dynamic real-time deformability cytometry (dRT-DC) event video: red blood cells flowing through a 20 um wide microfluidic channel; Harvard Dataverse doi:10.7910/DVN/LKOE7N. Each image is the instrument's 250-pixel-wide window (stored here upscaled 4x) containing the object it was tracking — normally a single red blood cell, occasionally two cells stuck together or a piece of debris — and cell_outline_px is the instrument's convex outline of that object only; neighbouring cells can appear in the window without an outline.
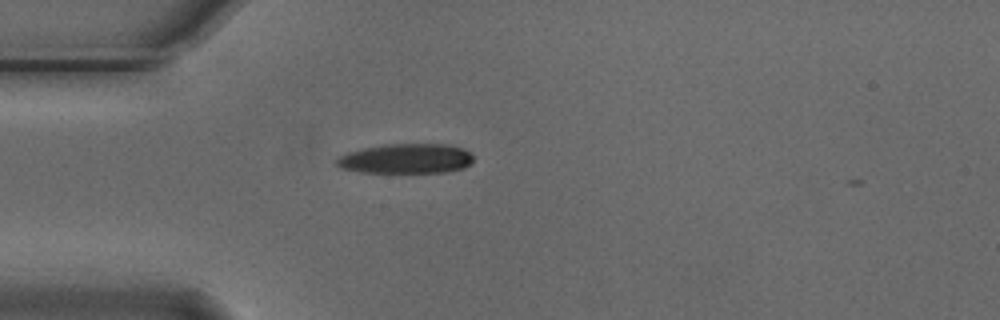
{"species": "Egyptian fruit bat (a non-hibernating species)", "species_latin": "Rousettus aegyptiacus", "temperature_condition": "cold", "stored_images_in_passage": 2, "camera_frame_rate_fps": 3000, "um_per_image_px": 0.085, "animal": {"sex": "male"}, "frame": {"image": 1, "passage_image": 1, "time_ms": 0.0, "image_size_px": [1000, 320], "cell_outline_px": [[472, 164], [464, 168], [448, 172], [360, 172], [340, 168], [336, 164], [336, 160], [340, 156], [348, 152], [364, 148], [384, 144], [448, 144], [464, 148], [472, 156]], "centroid_in_image_um": [34.54, 13.48], "position_along_channel_um": 50.5, "area_um2": 23.81}}